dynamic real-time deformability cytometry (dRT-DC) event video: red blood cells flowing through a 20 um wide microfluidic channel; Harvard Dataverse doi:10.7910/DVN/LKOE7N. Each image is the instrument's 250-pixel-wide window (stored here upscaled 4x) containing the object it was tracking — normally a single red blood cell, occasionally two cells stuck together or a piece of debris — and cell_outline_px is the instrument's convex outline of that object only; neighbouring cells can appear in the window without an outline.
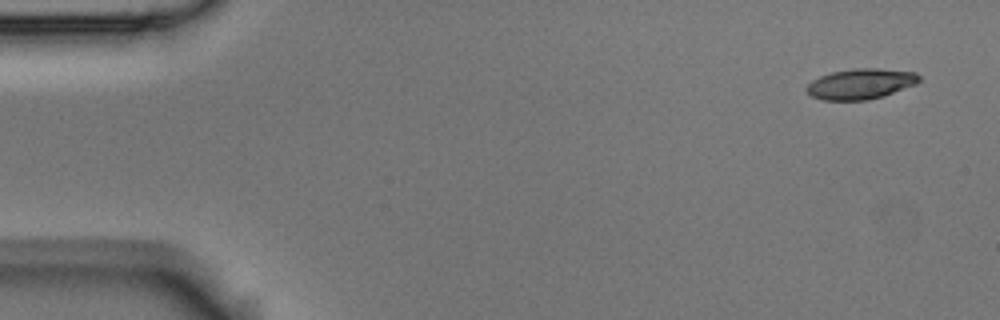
{"species": "Egyptian fruit bat (a non-hibernating species)", "species_latin": "Rousettus aegyptiacus", "temperature_condition": "room temperature", "stored_images_in_passage": 4, "camera_frame_rate_fps": 3000, "um_per_image_px": 0.085, "animal": {"sex": "male"}, "frame": {"image": 1, "passage_image": 1, "time_ms": 0.0, "image_size_px": [1000, 320], "cell_outline_px": [[920, 80], [916, 84], [884, 96], [868, 100], [820, 100], [812, 96], [804, 88], [812, 80], [820, 76], [832, 72], [856, 68], [876, 68], [916, 72], [920, 76]], "centroid_in_image_um": [73.16, 7.13], "position_along_channel_um": 11.8, "area_um2": 20.06}}